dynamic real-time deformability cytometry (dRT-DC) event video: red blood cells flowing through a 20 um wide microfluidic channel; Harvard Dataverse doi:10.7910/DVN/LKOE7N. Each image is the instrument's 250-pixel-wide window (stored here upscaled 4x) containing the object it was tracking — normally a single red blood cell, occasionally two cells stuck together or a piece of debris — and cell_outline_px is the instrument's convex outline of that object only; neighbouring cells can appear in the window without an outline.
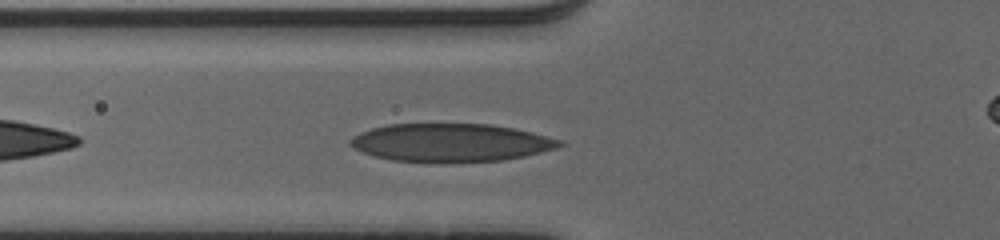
{"species": "human", "species_latin": "Homo sapiens", "temperature_condition": "cold", "stored_images_in_passage": 33, "camera_frame_rate_fps": 3000, "um_per_image_px": 0.085, "donor": {"sex": "male"}, "frame": {"image": 1, "passage_image": 4, "time_ms": 1.0, "image_size_px": [1000, 240], "cell_outline_px": [[564, 144], [560, 148], [524, 156], [500, 160], [452, 164], [428, 164], [392, 160], [372, 156], [348, 144], [348, 140], [352, 136], [360, 132], [372, 128], [388, 124], [488, 124], [512, 128], [532, 132], [560, 140]], "centroid_in_image_um": [38.28, 12.16], "position_along_channel_um": 87.5, "area_um2": 47.34}}
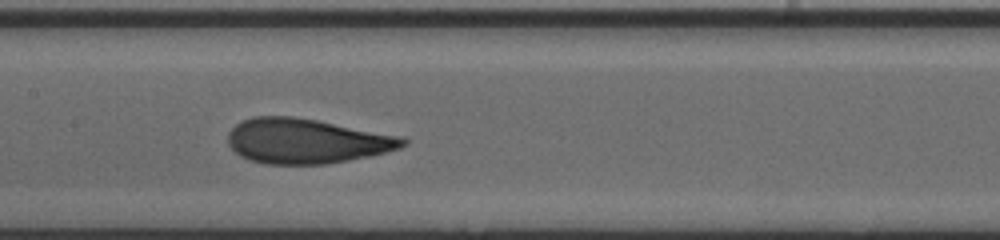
{"frame": {"image": 2, "passage_image": 11, "time_ms": 3.333, "image_size_px": [1000, 240], "cell_outline_px": [[408, 144], [400, 148], [368, 156], [348, 160], [324, 164], [264, 164], [248, 160], [240, 156], [228, 144], [228, 132], [236, 124], [252, 116], [292, 116], [316, 120], [404, 136], [408, 140]], "centroid_in_image_um": [26.05, 11.98], "position_along_channel_um": 181.4, "area_um2": 45.84}}
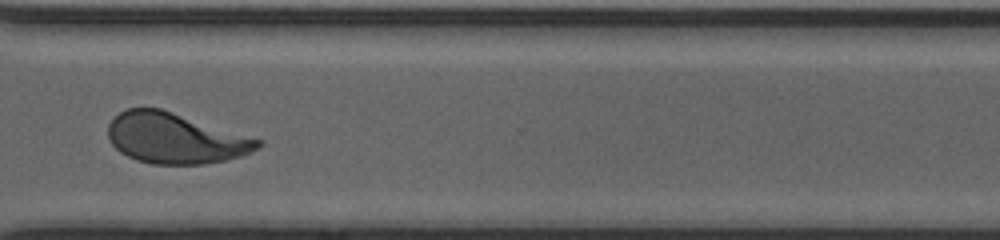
{"frame": {"image": 3, "passage_image": 24, "time_ms": 7.667, "image_size_px": [1000, 240], "cell_outline_px": [[264, 144], [240, 156], [224, 160], [204, 164], [152, 164], [136, 160], [120, 152], [112, 144], [108, 136], [108, 124], [120, 112], [128, 108], [160, 108], [260, 140]], "centroid_in_image_um": [14.84, 11.76], "position_along_channel_um": 355.8, "area_um2": 43.41}}